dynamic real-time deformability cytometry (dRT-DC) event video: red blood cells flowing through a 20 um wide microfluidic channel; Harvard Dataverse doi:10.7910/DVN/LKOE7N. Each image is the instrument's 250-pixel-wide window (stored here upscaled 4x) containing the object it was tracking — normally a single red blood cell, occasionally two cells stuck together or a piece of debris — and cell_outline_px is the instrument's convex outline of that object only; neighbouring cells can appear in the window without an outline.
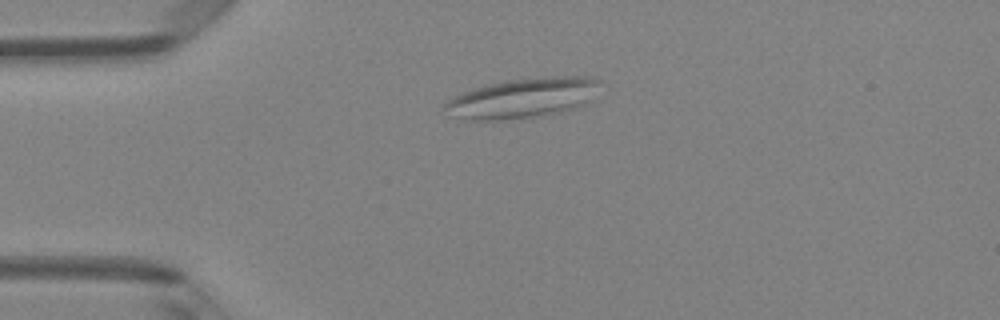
{"species": "Egyptian fruit bat (a non-hibernating species)", "species_latin": "Rousettus aegyptiacus", "temperature_condition": "room temperature", "stored_images_in_passage": 4, "camera_frame_rate_fps": 3000, "um_per_image_px": 0.085, "animal": {"sex": "female"}, "frame": {"image": 1, "passage_image": 4, "time_ms": 3.667, "image_size_px": [1000, 320], "cell_outline_px": [[600, 80], [588, 100], [584, 104], [576, 108], [564, 112], [544, 116], [504, 120], [460, 120], [448, 116], [444, 108], [444, 104], [448, 100], [460, 92], [484, 84], [508, 80], [544, 76], [596, 76]], "centroid_in_image_um": [44.35, 8.34], "position_along_channel_um": 40.6, "area_um2": 36.76}}